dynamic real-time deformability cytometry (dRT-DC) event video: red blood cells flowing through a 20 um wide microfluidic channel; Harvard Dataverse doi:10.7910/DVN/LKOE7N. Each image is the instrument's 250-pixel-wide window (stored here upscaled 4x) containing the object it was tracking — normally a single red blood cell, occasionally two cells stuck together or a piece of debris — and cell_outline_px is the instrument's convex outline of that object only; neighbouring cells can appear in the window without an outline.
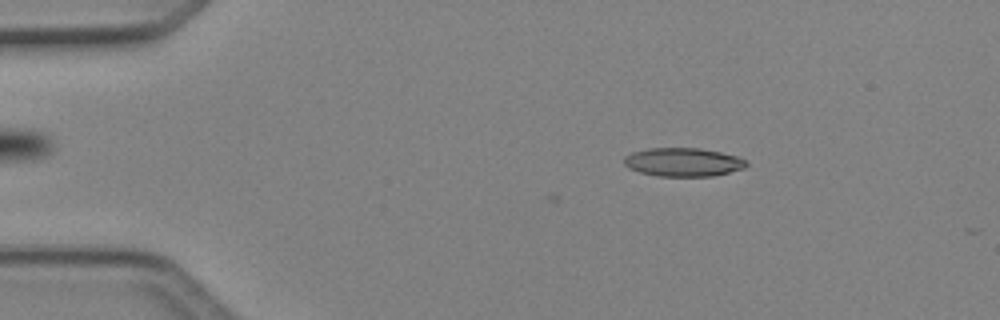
{"species": "Egyptian fruit bat (a non-hibernating species)", "species_latin": "Rousettus aegyptiacus", "temperature_condition": "cold", "stored_images_in_passage": 3, "camera_frame_rate_fps": 3000, "um_per_image_px": 0.085, "animal": {"sex": "female"}, "frame": {"image": 1, "passage_image": 1, "time_ms": 0.0, "image_size_px": [1000, 320], "cell_outline_px": [[748, 164], [744, 168], [712, 176], [656, 176], [640, 172], [628, 168], [624, 164], [624, 156], [632, 152], [648, 148], [700, 148], [720, 152], [736, 156], [744, 160]], "centroid_in_image_um": [58.02, 13.78], "position_along_channel_um": 27.0, "area_um2": 20.29}}